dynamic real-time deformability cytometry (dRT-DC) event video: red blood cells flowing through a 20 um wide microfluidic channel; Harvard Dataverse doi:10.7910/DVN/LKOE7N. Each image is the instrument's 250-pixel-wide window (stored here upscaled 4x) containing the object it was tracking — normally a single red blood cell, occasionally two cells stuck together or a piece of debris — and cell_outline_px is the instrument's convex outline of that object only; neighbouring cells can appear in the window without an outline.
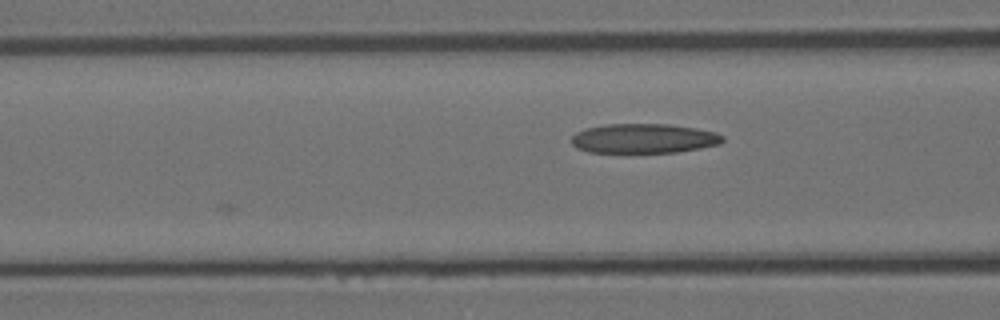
{"species": "Egyptian fruit bat (a non-hibernating species)", "species_latin": "Rousettus aegyptiacus", "temperature_condition": "room temperature", "stored_images_in_passage": 4, "camera_frame_rate_fps": 3000, "um_per_image_px": 0.085, "animal": {"sex": "female"}, "frame": {"image": 1, "passage_image": 4, "time_ms": 1.0, "image_size_px": [1000, 320], "cell_outline_px": [[724, 140], [720, 144], [700, 148], [676, 152], [588, 152], [576, 148], [572, 144], [572, 136], [576, 132], [584, 128], [604, 124], [668, 124], [696, 128], [716, 132], [724, 136]], "centroid_in_image_um": [54.71, 11.76], "position_along_channel_um": 111.9, "area_um2": 26.13}}